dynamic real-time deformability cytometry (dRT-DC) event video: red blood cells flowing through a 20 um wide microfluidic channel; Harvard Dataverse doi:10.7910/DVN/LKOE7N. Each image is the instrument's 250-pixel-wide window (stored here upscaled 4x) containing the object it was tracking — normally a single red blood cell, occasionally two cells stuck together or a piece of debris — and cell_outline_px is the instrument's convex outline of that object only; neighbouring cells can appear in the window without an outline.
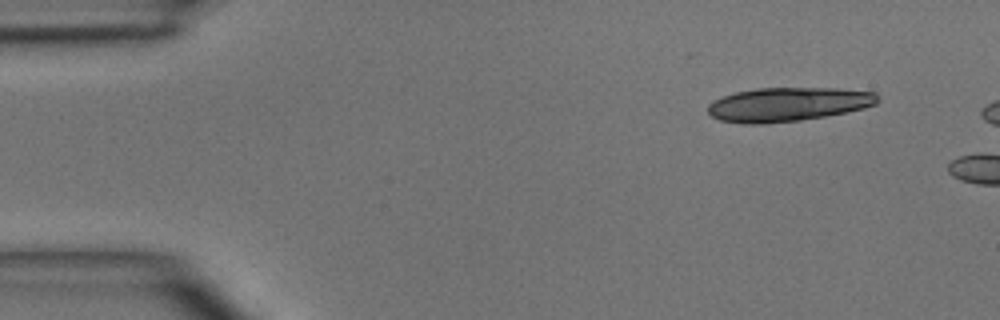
{"species": "common noctule bat (a hibernating species)", "species_latin": "Nyctalus noctula", "temperature_condition": "room temperature", "stored_images_in_passage": 2, "camera_frame_rate_fps": 3000, "um_per_image_px": 0.085, "animal": {"sex": "male", "body_mass_g": 15.6}, "frame": {"image": 1, "passage_image": 1, "time_ms": 0.0, "image_size_px": [1000, 320], "cell_outline_px": [[880, 100], [876, 104], [864, 108], [824, 116], [800, 120], [764, 124], [740, 124], [720, 120], [712, 116], [708, 112], [708, 104], [724, 96], [736, 92], [756, 88], [836, 88], [876, 92], [880, 96]], "centroid_in_image_um": [66.99, 8.87], "position_along_channel_um": 18.0, "area_um2": 33.64}}